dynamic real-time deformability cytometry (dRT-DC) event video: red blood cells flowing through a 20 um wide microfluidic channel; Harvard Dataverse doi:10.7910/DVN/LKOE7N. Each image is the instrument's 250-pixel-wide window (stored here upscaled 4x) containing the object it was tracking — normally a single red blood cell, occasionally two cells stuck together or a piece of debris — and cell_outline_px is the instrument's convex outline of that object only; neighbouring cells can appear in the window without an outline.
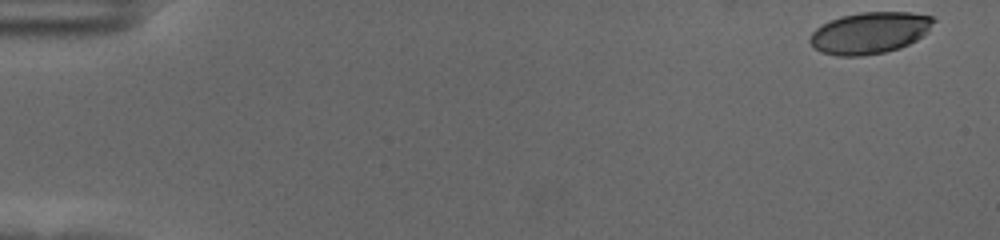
{"species": "human", "species_latin": "Homo sapiens", "temperature_condition": "cold", "stored_images_in_passage": 57, "camera_frame_rate_fps": 3000, "um_per_image_px": 0.085, "donor": {"sex": "female"}, "frame": {"image": 1, "passage_image": 1, "time_ms": 0.0, "image_size_px": [1000, 240], "cell_outline_px": [[936, 20], [928, 32], [916, 40], [900, 48], [884, 52], [860, 56], [836, 56], [820, 52], [808, 40], [812, 32], [816, 28], [840, 16], [860, 12], [908, 12], [932, 16]], "centroid_in_image_um": [73.94, 2.79], "position_along_channel_um": 11.1, "area_um2": 29.94}}
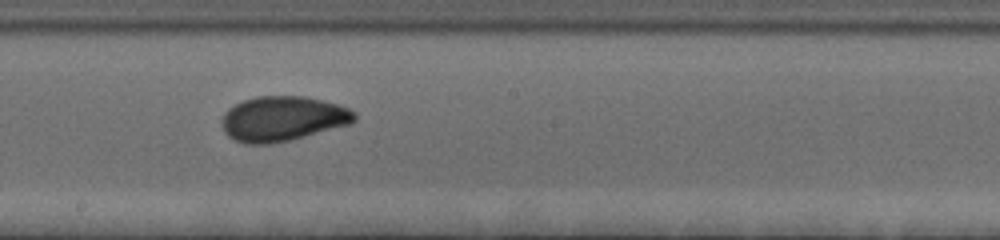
{"frame": {"image": 2, "passage_image": 32, "time_ms": 10.333, "image_size_px": [1000, 240], "cell_outline_px": [[356, 120], [352, 124], [288, 140], [268, 144], [244, 144], [232, 140], [224, 132], [224, 112], [228, 108], [244, 100], [256, 96], [304, 96], [336, 104], [348, 108], [356, 112]], "centroid_in_image_um": [24.04, 10.09], "position_along_channel_um": 224.2, "area_um2": 34.56}}
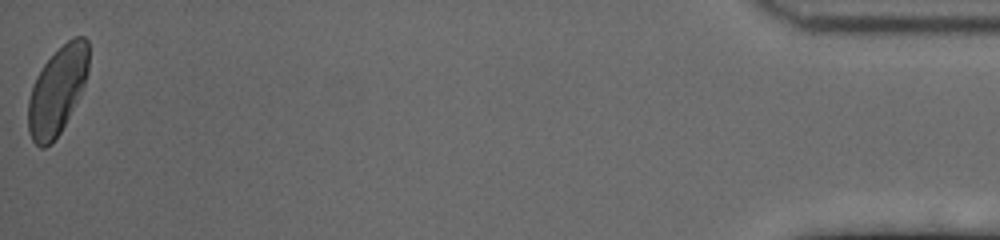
{"frame": {"image": 3, "passage_image": 57, "time_ms": 18.667, "image_size_px": [1000, 240], "cell_outline_px": [[88, 72], [80, 96], [60, 132], [52, 144], [44, 148], [40, 148], [32, 140], [28, 132], [28, 100], [36, 76], [44, 64], [72, 36], [84, 36], [88, 40]], "centroid_in_image_um": [4.87, 7.72], "position_along_channel_um": 430.3, "area_um2": 30.81}, "authors_computed_cell_mechanics": {"area_um2": 32.3102, "velocity_mm_per_s": 3.518, "shape_relaxation_time_tau1_ms": 4.3425, "shape_relaxation_time_tau2_ms": 0.8521, "deformation_change_tau1": 0.1423, "deformation_change_tau2": 0.0499}}